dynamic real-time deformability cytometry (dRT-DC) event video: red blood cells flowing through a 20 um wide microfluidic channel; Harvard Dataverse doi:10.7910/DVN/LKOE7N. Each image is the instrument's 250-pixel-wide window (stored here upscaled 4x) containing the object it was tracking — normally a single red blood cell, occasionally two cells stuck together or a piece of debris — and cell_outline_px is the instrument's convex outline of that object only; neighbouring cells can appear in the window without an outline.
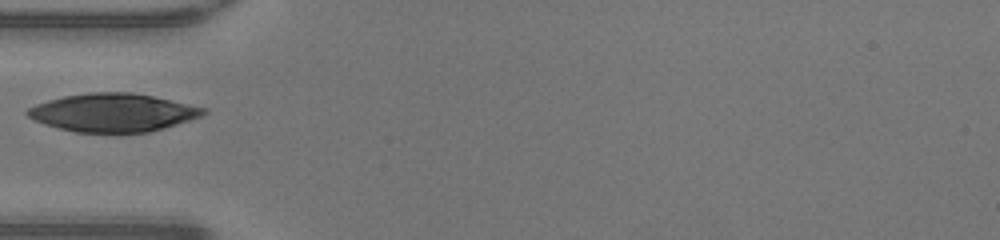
{"species": "human", "species_latin": "Homo sapiens", "temperature_condition": "warm", "stored_images_in_passage": 14, "camera_frame_rate_fps": 3000, "um_per_image_px": 0.085, "donor": {"sex": "male"}, "frame": {"image": 1, "passage_image": 1, "time_ms": 0.0, "image_size_px": [1000, 240], "cell_outline_px": [[208, 112], [200, 116], [164, 128], [148, 132], [120, 136], [76, 132], [44, 124], [28, 116], [24, 112], [28, 108], [36, 104], [48, 100], [64, 96], [88, 92], [132, 92], [152, 96], [208, 108]], "centroid_in_image_um": [9.6, 9.6], "position_along_channel_um": 75.4, "area_um2": 39.94}}